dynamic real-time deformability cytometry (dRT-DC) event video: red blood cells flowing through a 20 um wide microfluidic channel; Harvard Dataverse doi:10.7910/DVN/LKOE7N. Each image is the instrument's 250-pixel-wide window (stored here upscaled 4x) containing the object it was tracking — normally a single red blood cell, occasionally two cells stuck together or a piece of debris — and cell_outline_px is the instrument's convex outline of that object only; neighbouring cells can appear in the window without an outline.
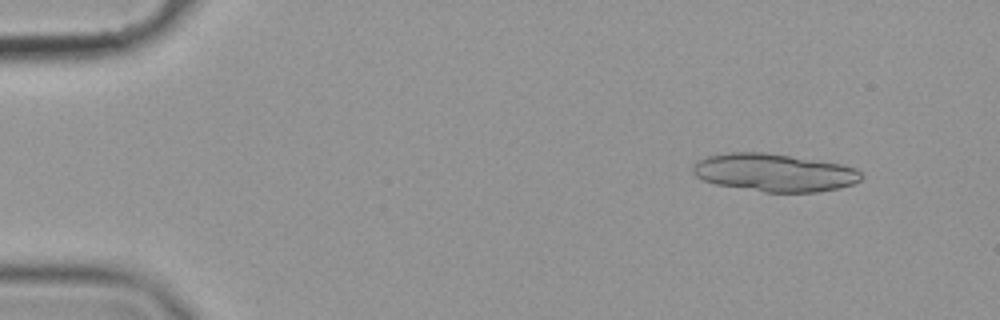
{"species": "common noctule bat (a hibernating species)", "species_latin": "Nyctalus noctula", "temperature_condition": "cold", "stored_images_in_passage": 18, "camera_frame_rate_fps": 3000, "um_per_image_px": 0.085, "animal": {"sex": "female", "body_mass_g": 19.9}, "frame": {"image": 1, "passage_image": 6, "time_ms": 1.667, "image_size_px": [1000, 320], "cell_outline_px": [[864, 176], [860, 180], [852, 184], [836, 188], [816, 192], [764, 192], [716, 184], [704, 180], [696, 176], [692, 172], [692, 168], [700, 160], [708, 156], [728, 152], [764, 152], [840, 164], [856, 168]], "centroid_in_image_um": [65.81, 14.67], "position_along_channel_um": 19.2, "area_um2": 36.76}}